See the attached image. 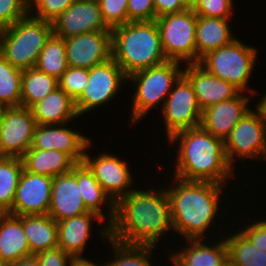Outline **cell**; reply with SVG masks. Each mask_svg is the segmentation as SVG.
Returning a JSON list of instances; mask_svg holds the SVG:
<instances>
[{
	"label": "cell",
	"instance_id": "51",
	"mask_svg": "<svg viewBox=\"0 0 266 266\" xmlns=\"http://www.w3.org/2000/svg\"><path fill=\"white\" fill-rule=\"evenodd\" d=\"M0 266H8V265L0 259Z\"/></svg>",
	"mask_w": 266,
	"mask_h": 266
},
{
	"label": "cell",
	"instance_id": "37",
	"mask_svg": "<svg viewBox=\"0 0 266 266\" xmlns=\"http://www.w3.org/2000/svg\"><path fill=\"white\" fill-rule=\"evenodd\" d=\"M102 19L110 28L130 22L128 20V0H97Z\"/></svg>",
	"mask_w": 266,
	"mask_h": 266
},
{
	"label": "cell",
	"instance_id": "49",
	"mask_svg": "<svg viewBox=\"0 0 266 266\" xmlns=\"http://www.w3.org/2000/svg\"><path fill=\"white\" fill-rule=\"evenodd\" d=\"M223 266H237V265L231 262L229 259H227V261L223 264Z\"/></svg>",
	"mask_w": 266,
	"mask_h": 266
},
{
	"label": "cell",
	"instance_id": "13",
	"mask_svg": "<svg viewBox=\"0 0 266 266\" xmlns=\"http://www.w3.org/2000/svg\"><path fill=\"white\" fill-rule=\"evenodd\" d=\"M36 126L30 108L4 107L0 131V156L21 158L31 147Z\"/></svg>",
	"mask_w": 266,
	"mask_h": 266
},
{
	"label": "cell",
	"instance_id": "15",
	"mask_svg": "<svg viewBox=\"0 0 266 266\" xmlns=\"http://www.w3.org/2000/svg\"><path fill=\"white\" fill-rule=\"evenodd\" d=\"M64 40L70 67L90 69L112 58L111 31H95Z\"/></svg>",
	"mask_w": 266,
	"mask_h": 266
},
{
	"label": "cell",
	"instance_id": "36",
	"mask_svg": "<svg viewBox=\"0 0 266 266\" xmlns=\"http://www.w3.org/2000/svg\"><path fill=\"white\" fill-rule=\"evenodd\" d=\"M75 0H29V13L36 18L52 23ZM35 11V13H33Z\"/></svg>",
	"mask_w": 266,
	"mask_h": 266
},
{
	"label": "cell",
	"instance_id": "10",
	"mask_svg": "<svg viewBox=\"0 0 266 266\" xmlns=\"http://www.w3.org/2000/svg\"><path fill=\"white\" fill-rule=\"evenodd\" d=\"M126 81L124 71L112 58L90 68L87 86L75 100L78 115L81 117L84 113L113 101Z\"/></svg>",
	"mask_w": 266,
	"mask_h": 266
},
{
	"label": "cell",
	"instance_id": "25",
	"mask_svg": "<svg viewBox=\"0 0 266 266\" xmlns=\"http://www.w3.org/2000/svg\"><path fill=\"white\" fill-rule=\"evenodd\" d=\"M32 256L22 216L5 213L0 219V259L7 265Z\"/></svg>",
	"mask_w": 266,
	"mask_h": 266
},
{
	"label": "cell",
	"instance_id": "16",
	"mask_svg": "<svg viewBox=\"0 0 266 266\" xmlns=\"http://www.w3.org/2000/svg\"><path fill=\"white\" fill-rule=\"evenodd\" d=\"M53 177L23 170L11 209L16 216L48 214Z\"/></svg>",
	"mask_w": 266,
	"mask_h": 266
},
{
	"label": "cell",
	"instance_id": "8",
	"mask_svg": "<svg viewBox=\"0 0 266 266\" xmlns=\"http://www.w3.org/2000/svg\"><path fill=\"white\" fill-rule=\"evenodd\" d=\"M161 46L168 60L196 63L195 31L197 15L193 9L170 13L155 19Z\"/></svg>",
	"mask_w": 266,
	"mask_h": 266
},
{
	"label": "cell",
	"instance_id": "45",
	"mask_svg": "<svg viewBox=\"0 0 266 266\" xmlns=\"http://www.w3.org/2000/svg\"><path fill=\"white\" fill-rule=\"evenodd\" d=\"M69 266H105V265L104 263L99 265L97 263L95 264L94 261L83 257V258H74Z\"/></svg>",
	"mask_w": 266,
	"mask_h": 266
},
{
	"label": "cell",
	"instance_id": "7",
	"mask_svg": "<svg viewBox=\"0 0 266 266\" xmlns=\"http://www.w3.org/2000/svg\"><path fill=\"white\" fill-rule=\"evenodd\" d=\"M246 45L239 39L209 52L203 56L199 65L210 74L234 85L241 92L258 94L249 87V78L257 62V48Z\"/></svg>",
	"mask_w": 266,
	"mask_h": 266
},
{
	"label": "cell",
	"instance_id": "18",
	"mask_svg": "<svg viewBox=\"0 0 266 266\" xmlns=\"http://www.w3.org/2000/svg\"><path fill=\"white\" fill-rule=\"evenodd\" d=\"M252 97L254 95L240 92L232 99L206 107L202 110L200 126L213 136L225 140L235 125L251 110L248 105Z\"/></svg>",
	"mask_w": 266,
	"mask_h": 266
},
{
	"label": "cell",
	"instance_id": "42",
	"mask_svg": "<svg viewBox=\"0 0 266 266\" xmlns=\"http://www.w3.org/2000/svg\"><path fill=\"white\" fill-rule=\"evenodd\" d=\"M35 256L38 258L40 266H69L74 259L59 247L41 251Z\"/></svg>",
	"mask_w": 266,
	"mask_h": 266
},
{
	"label": "cell",
	"instance_id": "31",
	"mask_svg": "<svg viewBox=\"0 0 266 266\" xmlns=\"http://www.w3.org/2000/svg\"><path fill=\"white\" fill-rule=\"evenodd\" d=\"M223 236L228 259L237 266H266V251L259 250L237 229Z\"/></svg>",
	"mask_w": 266,
	"mask_h": 266
},
{
	"label": "cell",
	"instance_id": "19",
	"mask_svg": "<svg viewBox=\"0 0 266 266\" xmlns=\"http://www.w3.org/2000/svg\"><path fill=\"white\" fill-rule=\"evenodd\" d=\"M87 212L75 177V166L70 172L53 177L48 215L57 222Z\"/></svg>",
	"mask_w": 266,
	"mask_h": 266
},
{
	"label": "cell",
	"instance_id": "41",
	"mask_svg": "<svg viewBox=\"0 0 266 266\" xmlns=\"http://www.w3.org/2000/svg\"><path fill=\"white\" fill-rule=\"evenodd\" d=\"M259 220V221H258ZM252 220L238 229L259 250L266 251V220ZM252 223V224H250Z\"/></svg>",
	"mask_w": 266,
	"mask_h": 266
},
{
	"label": "cell",
	"instance_id": "44",
	"mask_svg": "<svg viewBox=\"0 0 266 266\" xmlns=\"http://www.w3.org/2000/svg\"><path fill=\"white\" fill-rule=\"evenodd\" d=\"M8 266H40L38 258L35 255L22 258Z\"/></svg>",
	"mask_w": 266,
	"mask_h": 266
},
{
	"label": "cell",
	"instance_id": "50",
	"mask_svg": "<svg viewBox=\"0 0 266 266\" xmlns=\"http://www.w3.org/2000/svg\"><path fill=\"white\" fill-rule=\"evenodd\" d=\"M6 212L0 208V219Z\"/></svg>",
	"mask_w": 266,
	"mask_h": 266
},
{
	"label": "cell",
	"instance_id": "14",
	"mask_svg": "<svg viewBox=\"0 0 266 266\" xmlns=\"http://www.w3.org/2000/svg\"><path fill=\"white\" fill-rule=\"evenodd\" d=\"M53 35L62 39L95 32L111 31L102 19L97 0H75L52 22Z\"/></svg>",
	"mask_w": 266,
	"mask_h": 266
},
{
	"label": "cell",
	"instance_id": "21",
	"mask_svg": "<svg viewBox=\"0 0 266 266\" xmlns=\"http://www.w3.org/2000/svg\"><path fill=\"white\" fill-rule=\"evenodd\" d=\"M185 241V247L180 245L181 250L169 254L170 262L174 266H223L228 259L227 246L221 234L219 242L212 241V244L210 240L207 241L208 244L204 243V239Z\"/></svg>",
	"mask_w": 266,
	"mask_h": 266
},
{
	"label": "cell",
	"instance_id": "47",
	"mask_svg": "<svg viewBox=\"0 0 266 266\" xmlns=\"http://www.w3.org/2000/svg\"><path fill=\"white\" fill-rule=\"evenodd\" d=\"M183 2L188 9H194L199 0H183Z\"/></svg>",
	"mask_w": 266,
	"mask_h": 266
},
{
	"label": "cell",
	"instance_id": "39",
	"mask_svg": "<svg viewBox=\"0 0 266 266\" xmlns=\"http://www.w3.org/2000/svg\"><path fill=\"white\" fill-rule=\"evenodd\" d=\"M233 0H199L194 13L197 16L231 19L234 12Z\"/></svg>",
	"mask_w": 266,
	"mask_h": 266
},
{
	"label": "cell",
	"instance_id": "33",
	"mask_svg": "<svg viewBox=\"0 0 266 266\" xmlns=\"http://www.w3.org/2000/svg\"><path fill=\"white\" fill-rule=\"evenodd\" d=\"M36 68L59 79L68 68L65 40L52 34L41 50Z\"/></svg>",
	"mask_w": 266,
	"mask_h": 266
},
{
	"label": "cell",
	"instance_id": "40",
	"mask_svg": "<svg viewBox=\"0 0 266 266\" xmlns=\"http://www.w3.org/2000/svg\"><path fill=\"white\" fill-rule=\"evenodd\" d=\"M127 13L130 22L156 19L153 0H128Z\"/></svg>",
	"mask_w": 266,
	"mask_h": 266
},
{
	"label": "cell",
	"instance_id": "9",
	"mask_svg": "<svg viewBox=\"0 0 266 266\" xmlns=\"http://www.w3.org/2000/svg\"><path fill=\"white\" fill-rule=\"evenodd\" d=\"M255 107L245 114L224 140L227 159L232 167L238 166L233 164L237 160L242 163L247 158L253 161L259 159L260 162L266 160V116L257 104Z\"/></svg>",
	"mask_w": 266,
	"mask_h": 266
},
{
	"label": "cell",
	"instance_id": "38",
	"mask_svg": "<svg viewBox=\"0 0 266 266\" xmlns=\"http://www.w3.org/2000/svg\"><path fill=\"white\" fill-rule=\"evenodd\" d=\"M29 13V0H0V32Z\"/></svg>",
	"mask_w": 266,
	"mask_h": 266
},
{
	"label": "cell",
	"instance_id": "23",
	"mask_svg": "<svg viewBox=\"0 0 266 266\" xmlns=\"http://www.w3.org/2000/svg\"><path fill=\"white\" fill-rule=\"evenodd\" d=\"M39 125L66 124L78 118L75 101L60 87L30 107Z\"/></svg>",
	"mask_w": 266,
	"mask_h": 266
},
{
	"label": "cell",
	"instance_id": "22",
	"mask_svg": "<svg viewBox=\"0 0 266 266\" xmlns=\"http://www.w3.org/2000/svg\"><path fill=\"white\" fill-rule=\"evenodd\" d=\"M94 220L101 224L105 221L98 214L90 211L79 216L57 221L58 247L73 258H83L82 255L88 239L92 237L91 225Z\"/></svg>",
	"mask_w": 266,
	"mask_h": 266
},
{
	"label": "cell",
	"instance_id": "20",
	"mask_svg": "<svg viewBox=\"0 0 266 266\" xmlns=\"http://www.w3.org/2000/svg\"><path fill=\"white\" fill-rule=\"evenodd\" d=\"M183 74L191 82L198 105L206 107L236 97L241 91L227 81L207 72L198 63L186 64Z\"/></svg>",
	"mask_w": 266,
	"mask_h": 266
},
{
	"label": "cell",
	"instance_id": "17",
	"mask_svg": "<svg viewBox=\"0 0 266 266\" xmlns=\"http://www.w3.org/2000/svg\"><path fill=\"white\" fill-rule=\"evenodd\" d=\"M67 124L70 123L37 124L30 148L57 150L68 154L76 163H82L86 148L92 139L69 129Z\"/></svg>",
	"mask_w": 266,
	"mask_h": 266
},
{
	"label": "cell",
	"instance_id": "12",
	"mask_svg": "<svg viewBox=\"0 0 266 266\" xmlns=\"http://www.w3.org/2000/svg\"><path fill=\"white\" fill-rule=\"evenodd\" d=\"M92 141L88 144L83 163L93 173L94 178L100 183L104 192L116 203L122 197L127 196L135 187L133 176L128 164L123 159L116 157L114 154L101 152L97 157H91L90 149L93 147ZM89 149V150H88Z\"/></svg>",
	"mask_w": 266,
	"mask_h": 266
},
{
	"label": "cell",
	"instance_id": "5",
	"mask_svg": "<svg viewBox=\"0 0 266 266\" xmlns=\"http://www.w3.org/2000/svg\"><path fill=\"white\" fill-rule=\"evenodd\" d=\"M52 34V23L28 13L0 32V54L20 70L34 68Z\"/></svg>",
	"mask_w": 266,
	"mask_h": 266
},
{
	"label": "cell",
	"instance_id": "3",
	"mask_svg": "<svg viewBox=\"0 0 266 266\" xmlns=\"http://www.w3.org/2000/svg\"><path fill=\"white\" fill-rule=\"evenodd\" d=\"M172 177V185L165 188L174 232L183 237L182 240L205 239L208 228L211 229L216 220H222L217 216L224 185Z\"/></svg>",
	"mask_w": 266,
	"mask_h": 266
},
{
	"label": "cell",
	"instance_id": "43",
	"mask_svg": "<svg viewBox=\"0 0 266 266\" xmlns=\"http://www.w3.org/2000/svg\"><path fill=\"white\" fill-rule=\"evenodd\" d=\"M156 18L188 9L183 0H153Z\"/></svg>",
	"mask_w": 266,
	"mask_h": 266
},
{
	"label": "cell",
	"instance_id": "27",
	"mask_svg": "<svg viewBox=\"0 0 266 266\" xmlns=\"http://www.w3.org/2000/svg\"><path fill=\"white\" fill-rule=\"evenodd\" d=\"M21 159L25 171L48 177L70 172L77 164L68 154L57 150L29 148Z\"/></svg>",
	"mask_w": 266,
	"mask_h": 266
},
{
	"label": "cell",
	"instance_id": "30",
	"mask_svg": "<svg viewBox=\"0 0 266 266\" xmlns=\"http://www.w3.org/2000/svg\"><path fill=\"white\" fill-rule=\"evenodd\" d=\"M58 87V79L36 67L22 70L21 106L30 108Z\"/></svg>",
	"mask_w": 266,
	"mask_h": 266
},
{
	"label": "cell",
	"instance_id": "1",
	"mask_svg": "<svg viewBox=\"0 0 266 266\" xmlns=\"http://www.w3.org/2000/svg\"><path fill=\"white\" fill-rule=\"evenodd\" d=\"M151 188H136L115 203L110 238L124 244L158 246L163 236L174 231L166 188Z\"/></svg>",
	"mask_w": 266,
	"mask_h": 266
},
{
	"label": "cell",
	"instance_id": "4",
	"mask_svg": "<svg viewBox=\"0 0 266 266\" xmlns=\"http://www.w3.org/2000/svg\"><path fill=\"white\" fill-rule=\"evenodd\" d=\"M112 59L128 77L167 61L157 22H128L111 29Z\"/></svg>",
	"mask_w": 266,
	"mask_h": 266
},
{
	"label": "cell",
	"instance_id": "32",
	"mask_svg": "<svg viewBox=\"0 0 266 266\" xmlns=\"http://www.w3.org/2000/svg\"><path fill=\"white\" fill-rule=\"evenodd\" d=\"M23 170L20 157L0 156V208L6 213L12 207Z\"/></svg>",
	"mask_w": 266,
	"mask_h": 266
},
{
	"label": "cell",
	"instance_id": "11",
	"mask_svg": "<svg viewBox=\"0 0 266 266\" xmlns=\"http://www.w3.org/2000/svg\"><path fill=\"white\" fill-rule=\"evenodd\" d=\"M161 112L166 139L180 130L200 126L202 109L198 105L191 82L184 74L174 84Z\"/></svg>",
	"mask_w": 266,
	"mask_h": 266
},
{
	"label": "cell",
	"instance_id": "28",
	"mask_svg": "<svg viewBox=\"0 0 266 266\" xmlns=\"http://www.w3.org/2000/svg\"><path fill=\"white\" fill-rule=\"evenodd\" d=\"M22 225L32 255L58 247L57 222L48 214L23 215Z\"/></svg>",
	"mask_w": 266,
	"mask_h": 266
},
{
	"label": "cell",
	"instance_id": "35",
	"mask_svg": "<svg viewBox=\"0 0 266 266\" xmlns=\"http://www.w3.org/2000/svg\"><path fill=\"white\" fill-rule=\"evenodd\" d=\"M88 81L89 69L68 66L58 79V87L75 101L84 91Z\"/></svg>",
	"mask_w": 266,
	"mask_h": 266
},
{
	"label": "cell",
	"instance_id": "34",
	"mask_svg": "<svg viewBox=\"0 0 266 266\" xmlns=\"http://www.w3.org/2000/svg\"><path fill=\"white\" fill-rule=\"evenodd\" d=\"M22 70L12 66L0 54V106H21Z\"/></svg>",
	"mask_w": 266,
	"mask_h": 266
},
{
	"label": "cell",
	"instance_id": "26",
	"mask_svg": "<svg viewBox=\"0 0 266 266\" xmlns=\"http://www.w3.org/2000/svg\"><path fill=\"white\" fill-rule=\"evenodd\" d=\"M75 177L87 210L98 214L105 221L108 220L106 223L110 225L115 217V203L104 192L100 183L94 178L93 173L83 162L75 165ZM103 205L107 206L108 215L104 214L105 212L102 211Z\"/></svg>",
	"mask_w": 266,
	"mask_h": 266
},
{
	"label": "cell",
	"instance_id": "2",
	"mask_svg": "<svg viewBox=\"0 0 266 266\" xmlns=\"http://www.w3.org/2000/svg\"><path fill=\"white\" fill-rule=\"evenodd\" d=\"M167 140L171 146L179 144L173 176L188 181L229 185L226 181L232 178L235 167L227 159L223 139L197 126L180 130Z\"/></svg>",
	"mask_w": 266,
	"mask_h": 266
},
{
	"label": "cell",
	"instance_id": "29",
	"mask_svg": "<svg viewBox=\"0 0 266 266\" xmlns=\"http://www.w3.org/2000/svg\"><path fill=\"white\" fill-rule=\"evenodd\" d=\"M102 230H100V236L102 238V243L106 245L107 241L111 245L114 257L108 262H105V266H154L153 261H149L152 257L153 251L156 246L150 245H131L118 242L109 237V225H105ZM106 241V242H105ZM151 257V258H150Z\"/></svg>",
	"mask_w": 266,
	"mask_h": 266
},
{
	"label": "cell",
	"instance_id": "6",
	"mask_svg": "<svg viewBox=\"0 0 266 266\" xmlns=\"http://www.w3.org/2000/svg\"><path fill=\"white\" fill-rule=\"evenodd\" d=\"M181 64L184 66L183 63L167 60L127 77V81L136 84L130 113L131 124L145 118L148 112L160 106V103L162 109L174 84L183 74L184 68L180 69Z\"/></svg>",
	"mask_w": 266,
	"mask_h": 266
},
{
	"label": "cell",
	"instance_id": "48",
	"mask_svg": "<svg viewBox=\"0 0 266 266\" xmlns=\"http://www.w3.org/2000/svg\"><path fill=\"white\" fill-rule=\"evenodd\" d=\"M3 115H4V106H0V131L2 127Z\"/></svg>",
	"mask_w": 266,
	"mask_h": 266
},
{
	"label": "cell",
	"instance_id": "24",
	"mask_svg": "<svg viewBox=\"0 0 266 266\" xmlns=\"http://www.w3.org/2000/svg\"><path fill=\"white\" fill-rule=\"evenodd\" d=\"M230 19L197 16L195 31L196 63L211 51L230 44L236 37Z\"/></svg>",
	"mask_w": 266,
	"mask_h": 266
},
{
	"label": "cell",
	"instance_id": "46",
	"mask_svg": "<svg viewBox=\"0 0 266 266\" xmlns=\"http://www.w3.org/2000/svg\"><path fill=\"white\" fill-rule=\"evenodd\" d=\"M266 93V92H265ZM261 95V99L257 102V105L262 109L264 115L266 116V94Z\"/></svg>",
	"mask_w": 266,
	"mask_h": 266
}]
</instances>
